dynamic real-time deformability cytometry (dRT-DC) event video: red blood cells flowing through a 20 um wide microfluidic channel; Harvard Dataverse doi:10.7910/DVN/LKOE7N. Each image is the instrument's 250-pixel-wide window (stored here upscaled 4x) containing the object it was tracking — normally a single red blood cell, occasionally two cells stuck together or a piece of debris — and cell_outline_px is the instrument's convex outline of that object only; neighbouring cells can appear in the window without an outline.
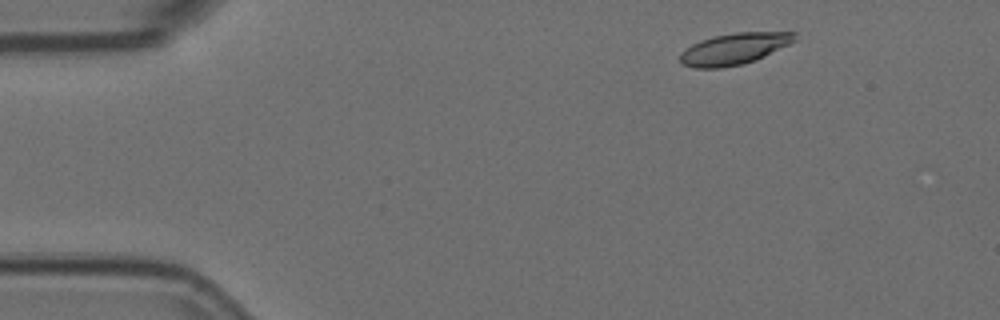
{"species": "Egyptian fruit bat (a non-hibernating species)", "species_latin": "Rousettus aegyptiacus", "temperature_condition": "room temperature", "stored_images_in_passage": 4, "camera_frame_rate_fps": 3000, "um_per_image_px": 0.085, "animal": {"sex": "female"}, "frame": {"image": 1, "passage_image": 1, "time_ms": 0.0, "image_size_px": [1000, 320], "cell_outline_px": [[796, 40], [756, 60], [744, 64], [720, 68], [692, 68], [684, 64], [680, 60], [680, 52], [692, 44], [700, 40], [716, 36], [736, 32], [796, 32]], "centroid_in_image_um": [62.39, 4.15], "position_along_channel_um": 22.6, "area_um2": 20.87}}